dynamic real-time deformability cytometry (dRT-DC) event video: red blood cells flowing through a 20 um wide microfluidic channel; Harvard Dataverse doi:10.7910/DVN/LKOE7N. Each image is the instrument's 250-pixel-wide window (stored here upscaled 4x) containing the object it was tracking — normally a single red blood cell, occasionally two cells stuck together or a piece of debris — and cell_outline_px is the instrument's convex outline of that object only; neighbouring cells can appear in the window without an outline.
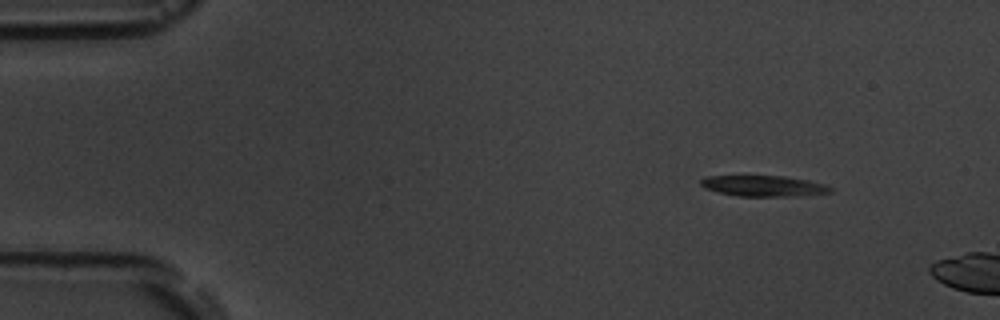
{"species": "common noctule bat (a hibernating species)", "species_latin": "Nyctalus noctula", "temperature_condition": "room temperature", "stored_images_in_passage": 2, "camera_frame_rate_fps": 3000, "um_per_image_px": 0.085, "animal": {"sex": "male", "body_mass_g": 19.5, "forearm_length_mm": 54.6}, "frame": {"image": 1, "passage_image": 1, "time_ms": 0.0, "image_size_px": [1000, 320], "cell_outline_px": [[832, 192], [796, 196], [736, 196], [704, 188], [700, 184], [700, 180], [704, 176], [784, 176], [808, 180], [824, 184], [832, 188]], "centroid_in_image_um": [64.89, 15.8], "position_along_channel_um": 20.1, "area_um2": 15.66}}